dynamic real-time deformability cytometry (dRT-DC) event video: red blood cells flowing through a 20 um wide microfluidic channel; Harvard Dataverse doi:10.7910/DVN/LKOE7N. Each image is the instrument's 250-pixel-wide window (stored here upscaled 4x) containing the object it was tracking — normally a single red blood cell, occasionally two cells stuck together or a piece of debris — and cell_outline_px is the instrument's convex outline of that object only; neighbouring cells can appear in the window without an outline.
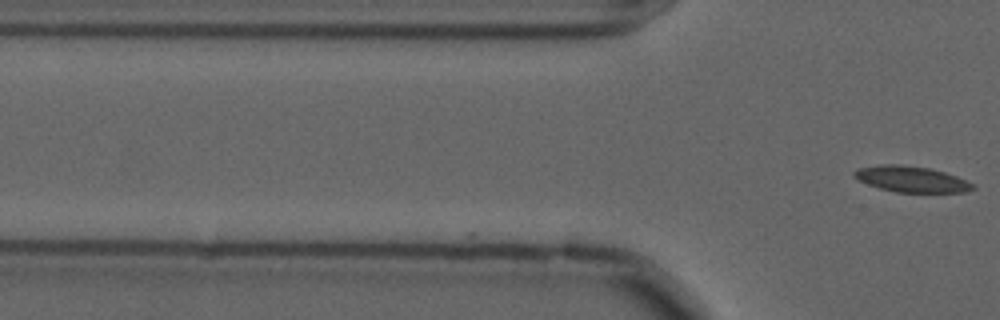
{"species": "common noctule bat (a hibernating species)", "species_latin": "Nyctalus noctula", "temperature_condition": "cold", "stored_images_in_passage": 4, "camera_frame_rate_fps": 3000, "um_per_image_px": 0.085, "animal": {"sex": "male", "forearm_length_mm": 52.5}, "frame": {"image": 1, "passage_image": 4, "time_ms": 1.0, "image_size_px": [1000, 320], "cell_outline_px": [[976, 188], [964, 192], [896, 192], [880, 188], [868, 184], [852, 176], [852, 172], [860, 168], [880, 164], [904, 164], [928, 168], [944, 172], [956, 176], [972, 184]], "centroid_in_image_um": [77.43, 15.22], "position_along_channel_um": 48.4, "area_um2": 17.74}}